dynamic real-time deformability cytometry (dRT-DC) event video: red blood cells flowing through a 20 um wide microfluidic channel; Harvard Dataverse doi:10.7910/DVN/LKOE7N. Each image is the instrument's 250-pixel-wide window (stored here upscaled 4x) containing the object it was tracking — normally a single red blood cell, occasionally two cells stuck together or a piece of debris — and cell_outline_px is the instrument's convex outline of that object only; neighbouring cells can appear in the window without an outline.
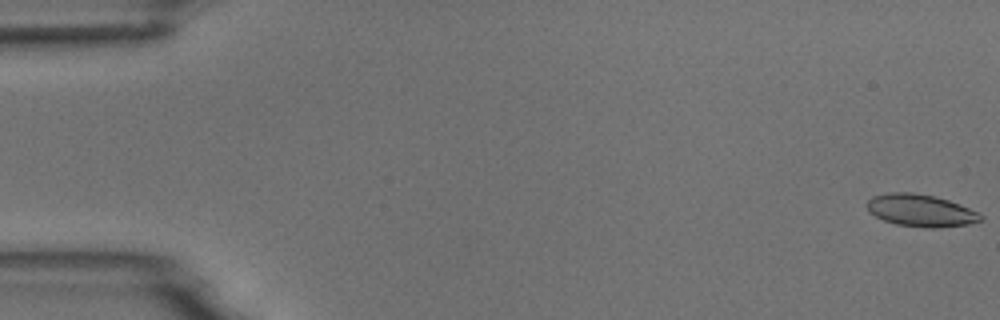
{"species": "common noctule bat (a hibernating species)", "species_latin": "Nyctalus noctula", "temperature_condition": "room temperature", "stored_images_in_passage": 55, "camera_frame_rate_fps": 3000, "um_per_image_px": 0.085, "animal": {"sex": "male", "body_mass_g": 18.8}, "frame": {"image": 1, "passage_image": 1, "time_ms": 0.0, "image_size_px": [1000, 320], "cell_outline_px": [[984, 220], [968, 224], [936, 228], [924, 228], [896, 224], [884, 220], [868, 212], [868, 200], [872, 196], [888, 192], [912, 192], [932, 196], [948, 200], [960, 204], [984, 216]], "centroid_in_image_um": [78.26, 17.89], "position_along_channel_um": 6.7, "area_um2": 21.33}}
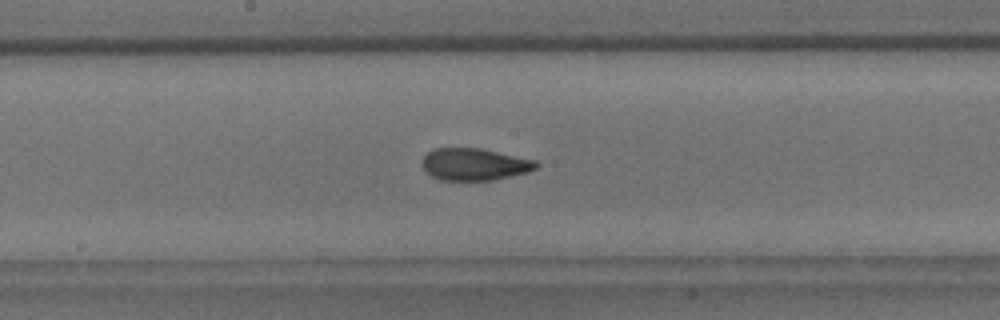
{"frame": {"image": 2, "passage_image": 29, "time_ms": 9.333, "image_size_px": [1000, 320], "cell_outline_px": [[540, 164], [536, 168], [528, 172], [496, 180], [440, 180], [424, 172], [420, 164], [424, 156], [432, 148], [480, 148], [536, 160]], "centroid_in_image_um": [40.3, 13.97], "position_along_channel_um": 207.9, "area_um2": 21.62}}
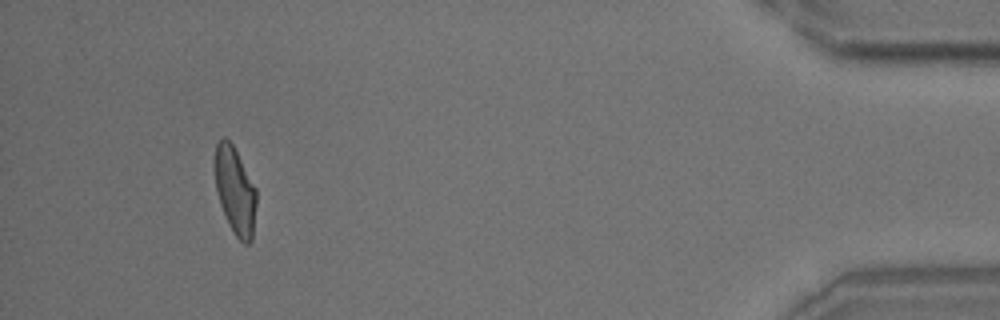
{"frame": {"image": 3, "passage_image": 51, "time_ms": 16.667, "image_size_px": [1000, 320], "cell_outline_px": [[256, 204], [252, 240], [248, 244], [244, 244], [236, 236], [228, 224], [220, 204], [216, 188], [216, 144], [224, 136], [232, 144], [256, 188]], "centroid_in_image_um": [20.0, 16.26], "position_along_channel_um": 415.2, "area_um2": 20.69}, "authors_computed_cell_mechanics": {"area_um2": 21.6172, "velocity_mm_per_s": 3.7283, "shape_relaxation_time_tau1_ms": 4.5642, "shape_relaxation_time_tau2_ms": 1.552, "deformation_change_tau1": 0.15, "deformation_change_tau2": 0.0772}}